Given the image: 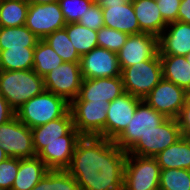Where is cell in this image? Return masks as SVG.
Masks as SVG:
<instances>
[{
  "mask_svg": "<svg viewBox=\"0 0 190 190\" xmlns=\"http://www.w3.org/2000/svg\"><path fill=\"white\" fill-rule=\"evenodd\" d=\"M39 40L25 25L0 27V50L35 47Z\"/></svg>",
  "mask_w": 190,
  "mask_h": 190,
  "instance_id": "obj_25",
  "label": "cell"
},
{
  "mask_svg": "<svg viewBox=\"0 0 190 190\" xmlns=\"http://www.w3.org/2000/svg\"><path fill=\"white\" fill-rule=\"evenodd\" d=\"M124 92L123 80L121 76L83 79L79 95L73 101L105 100L112 102Z\"/></svg>",
  "mask_w": 190,
  "mask_h": 190,
  "instance_id": "obj_18",
  "label": "cell"
},
{
  "mask_svg": "<svg viewBox=\"0 0 190 190\" xmlns=\"http://www.w3.org/2000/svg\"><path fill=\"white\" fill-rule=\"evenodd\" d=\"M159 190H190V170L162 169Z\"/></svg>",
  "mask_w": 190,
  "mask_h": 190,
  "instance_id": "obj_32",
  "label": "cell"
},
{
  "mask_svg": "<svg viewBox=\"0 0 190 190\" xmlns=\"http://www.w3.org/2000/svg\"><path fill=\"white\" fill-rule=\"evenodd\" d=\"M104 27L116 29L128 35L143 33L132 5V0H101Z\"/></svg>",
  "mask_w": 190,
  "mask_h": 190,
  "instance_id": "obj_15",
  "label": "cell"
},
{
  "mask_svg": "<svg viewBox=\"0 0 190 190\" xmlns=\"http://www.w3.org/2000/svg\"><path fill=\"white\" fill-rule=\"evenodd\" d=\"M48 171L38 156L19 159V169L11 190H32Z\"/></svg>",
  "mask_w": 190,
  "mask_h": 190,
  "instance_id": "obj_22",
  "label": "cell"
},
{
  "mask_svg": "<svg viewBox=\"0 0 190 190\" xmlns=\"http://www.w3.org/2000/svg\"><path fill=\"white\" fill-rule=\"evenodd\" d=\"M66 24L76 23L94 3L92 0H59Z\"/></svg>",
  "mask_w": 190,
  "mask_h": 190,
  "instance_id": "obj_34",
  "label": "cell"
},
{
  "mask_svg": "<svg viewBox=\"0 0 190 190\" xmlns=\"http://www.w3.org/2000/svg\"><path fill=\"white\" fill-rule=\"evenodd\" d=\"M78 23L95 31L104 27L103 11L100 4L93 3L80 18Z\"/></svg>",
  "mask_w": 190,
  "mask_h": 190,
  "instance_id": "obj_36",
  "label": "cell"
},
{
  "mask_svg": "<svg viewBox=\"0 0 190 190\" xmlns=\"http://www.w3.org/2000/svg\"><path fill=\"white\" fill-rule=\"evenodd\" d=\"M159 53L158 37L150 33L129 35L117 52L121 71L140 61L153 59Z\"/></svg>",
  "mask_w": 190,
  "mask_h": 190,
  "instance_id": "obj_17",
  "label": "cell"
},
{
  "mask_svg": "<svg viewBox=\"0 0 190 190\" xmlns=\"http://www.w3.org/2000/svg\"><path fill=\"white\" fill-rule=\"evenodd\" d=\"M132 5L143 33L158 37L165 30L168 24L164 21L156 0H132Z\"/></svg>",
  "mask_w": 190,
  "mask_h": 190,
  "instance_id": "obj_20",
  "label": "cell"
},
{
  "mask_svg": "<svg viewBox=\"0 0 190 190\" xmlns=\"http://www.w3.org/2000/svg\"><path fill=\"white\" fill-rule=\"evenodd\" d=\"M177 21L190 24V0H181Z\"/></svg>",
  "mask_w": 190,
  "mask_h": 190,
  "instance_id": "obj_40",
  "label": "cell"
},
{
  "mask_svg": "<svg viewBox=\"0 0 190 190\" xmlns=\"http://www.w3.org/2000/svg\"><path fill=\"white\" fill-rule=\"evenodd\" d=\"M16 115L6 99L0 95V125L11 120Z\"/></svg>",
  "mask_w": 190,
  "mask_h": 190,
  "instance_id": "obj_39",
  "label": "cell"
},
{
  "mask_svg": "<svg viewBox=\"0 0 190 190\" xmlns=\"http://www.w3.org/2000/svg\"><path fill=\"white\" fill-rule=\"evenodd\" d=\"M36 155L49 143L58 140H80L82 135L73 126L70 109L61 117L31 129Z\"/></svg>",
  "mask_w": 190,
  "mask_h": 190,
  "instance_id": "obj_13",
  "label": "cell"
},
{
  "mask_svg": "<svg viewBox=\"0 0 190 190\" xmlns=\"http://www.w3.org/2000/svg\"><path fill=\"white\" fill-rule=\"evenodd\" d=\"M64 61L54 49L43 39H40L34 48L33 70L44 77L52 69L60 66Z\"/></svg>",
  "mask_w": 190,
  "mask_h": 190,
  "instance_id": "obj_28",
  "label": "cell"
},
{
  "mask_svg": "<svg viewBox=\"0 0 190 190\" xmlns=\"http://www.w3.org/2000/svg\"><path fill=\"white\" fill-rule=\"evenodd\" d=\"M185 57H186V59H187L189 65H190V52H189Z\"/></svg>",
  "mask_w": 190,
  "mask_h": 190,
  "instance_id": "obj_43",
  "label": "cell"
},
{
  "mask_svg": "<svg viewBox=\"0 0 190 190\" xmlns=\"http://www.w3.org/2000/svg\"><path fill=\"white\" fill-rule=\"evenodd\" d=\"M29 4H48L58 2L59 0H27Z\"/></svg>",
  "mask_w": 190,
  "mask_h": 190,
  "instance_id": "obj_41",
  "label": "cell"
},
{
  "mask_svg": "<svg viewBox=\"0 0 190 190\" xmlns=\"http://www.w3.org/2000/svg\"><path fill=\"white\" fill-rule=\"evenodd\" d=\"M72 45L80 56L90 52L98 46L97 31L76 23H68L64 27Z\"/></svg>",
  "mask_w": 190,
  "mask_h": 190,
  "instance_id": "obj_29",
  "label": "cell"
},
{
  "mask_svg": "<svg viewBox=\"0 0 190 190\" xmlns=\"http://www.w3.org/2000/svg\"><path fill=\"white\" fill-rule=\"evenodd\" d=\"M64 62H80V55L72 45L65 28L58 29L44 39Z\"/></svg>",
  "mask_w": 190,
  "mask_h": 190,
  "instance_id": "obj_31",
  "label": "cell"
},
{
  "mask_svg": "<svg viewBox=\"0 0 190 190\" xmlns=\"http://www.w3.org/2000/svg\"><path fill=\"white\" fill-rule=\"evenodd\" d=\"M34 48H10L0 50V70L15 71L33 69Z\"/></svg>",
  "mask_w": 190,
  "mask_h": 190,
  "instance_id": "obj_26",
  "label": "cell"
},
{
  "mask_svg": "<svg viewBox=\"0 0 190 190\" xmlns=\"http://www.w3.org/2000/svg\"><path fill=\"white\" fill-rule=\"evenodd\" d=\"M108 101H72L70 111L74 128L82 135L106 138Z\"/></svg>",
  "mask_w": 190,
  "mask_h": 190,
  "instance_id": "obj_5",
  "label": "cell"
},
{
  "mask_svg": "<svg viewBox=\"0 0 190 190\" xmlns=\"http://www.w3.org/2000/svg\"><path fill=\"white\" fill-rule=\"evenodd\" d=\"M126 157L112 140L82 136L66 171L81 190H123Z\"/></svg>",
  "mask_w": 190,
  "mask_h": 190,
  "instance_id": "obj_1",
  "label": "cell"
},
{
  "mask_svg": "<svg viewBox=\"0 0 190 190\" xmlns=\"http://www.w3.org/2000/svg\"><path fill=\"white\" fill-rule=\"evenodd\" d=\"M8 158V155L0 145V163Z\"/></svg>",
  "mask_w": 190,
  "mask_h": 190,
  "instance_id": "obj_42",
  "label": "cell"
},
{
  "mask_svg": "<svg viewBox=\"0 0 190 190\" xmlns=\"http://www.w3.org/2000/svg\"><path fill=\"white\" fill-rule=\"evenodd\" d=\"M181 0H157V6L164 19L169 24L177 21Z\"/></svg>",
  "mask_w": 190,
  "mask_h": 190,
  "instance_id": "obj_37",
  "label": "cell"
},
{
  "mask_svg": "<svg viewBox=\"0 0 190 190\" xmlns=\"http://www.w3.org/2000/svg\"><path fill=\"white\" fill-rule=\"evenodd\" d=\"M159 55L186 56L190 52V24L169 23L158 36Z\"/></svg>",
  "mask_w": 190,
  "mask_h": 190,
  "instance_id": "obj_19",
  "label": "cell"
},
{
  "mask_svg": "<svg viewBox=\"0 0 190 190\" xmlns=\"http://www.w3.org/2000/svg\"><path fill=\"white\" fill-rule=\"evenodd\" d=\"M155 159L160 169L190 170V139L181 137L174 144L161 151Z\"/></svg>",
  "mask_w": 190,
  "mask_h": 190,
  "instance_id": "obj_24",
  "label": "cell"
},
{
  "mask_svg": "<svg viewBox=\"0 0 190 190\" xmlns=\"http://www.w3.org/2000/svg\"><path fill=\"white\" fill-rule=\"evenodd\" d=\"M181 137V129L177 119L167 118L156 129L142 136L127 152V155L156 157Z\"/></svg>",
  "mask_w": 190,
  "mask_h": 190,
  "instance_id": "obj_8",
  "label": "cell"
},
{
  "mask_svg": "<svg viewBox=\"0 0 190 190\" xmlns=\"http://www.w3.org/2000/svg\"><path fill=\"white\" fill-rule=\"evenodd\" d=\"M28 6L27 0H0V27L25 25Z\"/></svg>",
  "mask_w": 190,
  "mask_h": 190,
  "instance_id": "obj_27",
  "label": "cell"
},
{
  "mask_svg": "<svg viewBox=\"0 0 190 190\" xmlns=\"http://www.w3.org/2000/svg\"><path fill=\"white\" fill-rule=\"evenodd\" d=\"M177 121L180 126L182 136L190 139V96L182 107L180 114L177 117Z\"/></svg>",
  "mask_w": 190,
  "mask_h": 190,
  "instance_id": "obj_38",
  "label": "cell"
},
{
  "mask_svg": "<svg viewBox=\"0 0 190 190\" xmlns=\"http://www.w3.org/2000/svg\"><path fill=\"white\" fill-rule=\"evenodd\" d=\"M121 77L124 91L143 99L163 79L159 53L153 59L124 68Z\"/></svg>",
  "mask_w": 190,
  "mask_h": 190,
  "instance_id": "obj_4",
  "label": "cell"
},
{
  "mask_svg": "<svg viewBox=\"0 0 190 190\" xmlns=\"http://www.w3.org/2000/svg\"><path fill=\"white\" fill-rule=\"evenodd\" d=\"M141 100L124 92L110 102L106 118V139L115 141L125 131Z\"/></svg>",
  "mask_w": 190,
  "mask_h": 190,
  "instance_id": "obj_16",
  "label": "cell"
},
{
  "mask_svg": "<svg viewBox=\"0 0 190 190\" xmlns=\"http://www.w3.org/2000/svg\"><path fill=\"white\" fill-rule=\"evenodd\" d=\"M83 79L109 78L121 76L118 55L102 47H95L80 57Z\"/></svg>",
  "mask_w": 190,
  "mask_h": 190,
  "instance_id": "obj_14",
  "label": "cell"
},
{
  "mask_svg": "<svg viewBox=\"0 0 190 190\" xmlns=\"http://www.w3.org/2000/svg\"><path fill=\"white\" fill-rule=\"evenodd\" d=\"M189 96L184 89L162 79L142 100L166 118L177 119Z\"/></svg>",
  "mask_w": 190,
  "mask_h": 190,
  "instance_id": "obj_11",
  "label": "cell"
},
{
  "mask_svg": "<svg viewBox=\"0 0 190 190\" xmlns=\"http://www.w3.org/2000/svg\"><path fill=\"white\" fill-rule=\"evenodd\" d=\"M163 79L174 83L190 94V65L185 56L159 55Z\"/></svg>",
  "mask_w": 190,
  "mask_h": 190,
  "instance_id": "obj_23",
  "label": "cell"
},
{
  "mask_svg": "<svg viewBox=\"0 0 190 190\" xmlns=\"http://www.w3.org/2000/svg\"><path fill=\"white\" fill-rule=\"evenodd\" d=\"M79 140H58L49 143L37 156L49 170H66Z\"/></svg>",
  "mask_w": 190,
  "mask_h": 190,
  "instance_id": "obj_21",
  "label": "cell"
},
{
  "mask_svg": "<svg viewBox=\"0 0 190 190\" xmlns=\"http://www.w3.org/2000/svg\"><path fill=\"white\" fill-rule=\"evenodd\" d=\"M166 119L163 114L141 100L129 125L114 142L121 150L128 152L142 136L156 129Z\"/></svg>",
  "mask_w": 190,
  "mask_h": 190,
  "instance_id": "obj_7",
  "label": "cell"
},
{
  "mask_svg": "<svg viewBox=\"0 0 190 190\" xmlns=\"http://www.w3.org/2000/svg\"><path fill=\"white\" fill-rule=\"evenodd\" d=\"M43 79L46 91L63 97L71 103L78 97L83 80L80 63L63 62L46 74Z\"/></svg>",
  "mask_w": 190,
  "mask_h": 190,
  "instance_id": "obj_9",
  "label": "cell"
},
{
  "mask_svg": "<svg viewBox=\"0 0 190 190\" xmlns=\"http://www.w3.org/2000/svg\"><path fill=\"white\" fill-rule=\"evenodd\" d=\"M44 91V79L33 69L0 70V95L15 112L28 100Z\"/></svg>",
  "mask_w": 190,
  "mask_h": 190,
  "instance_id": "obj_2",
  "label": "cell"
},
{
  "mask_svg": "<svg viewBox=\"0 0 190 190\" xmlns=\"http://www.w3.org/2000/svg\"><path fill=\"white\" fill-rule=\"evenodd\" d=\"M128 34L116 29L102 27L97 31L98 47L117 53L125 44Z\"/></svg>",
  "mask_w": 190,
  "mask_h": 190,
  "instance_id": "obj_33",
  "label": "cell"
},
{
  "mask_svg": "<svg viewBox=\"0 0 190 190\" xmlns=\"http://www.w3.org/2000/svg\"><path fill=\"white\" fill-rule=\"evenodd\" d=\"M94 3H99L101 0H92Z\"/></svg>",
  "mask_w": 190,
  "mask_h": 190,
  "instance_id": "obj_44",
  "label": "cell"
},
{
  "mask_svg": "<svg viewBox=\"0 0 190 190\" xmlns=\"http://www.w3.org/2000/svg\"><path fill=\"white\" fill-rule=\"evenodd\" d=\"M69 109L70 103L63 97L45 90L24 103L15 113L23 124L32 129L61 118Z\"/></svg>",
  "mask_w": 190,
  "mask_h": 190,
  "instance_id": "obj_3",
  "label": "cell"
},
{
  "mask_svg": "<svg viewBox=\"0 0 190 190\" xmlns=\"http://www.w3.org/2000/svg\"><path fill=\"white\" fill-rule=\"evenodd\" d=\"M0 145L8 157L25 159L37 156L31 128L23 124L16 115L0 125Z\"/></svg>",
  "mask_w": 190,
  "mask_h": 190,
  "instance_id": "obj_10",
  "label": "cell"
},
{
  "mask_svg": "<svg viewBox=\"0 0 190 190\" xmlns=\"http://www.w3.org/2000/svg\"><path fill=\"white\" fill-rule=\"evenodd\" d=\"M32 190H81L66 170H49Z\"/></svg>",
  "mask_w": 190,
  "mask_h": 190,
  "instance_id": "obj_30",
  "label": "cell"
},
{
  "mask_svg": "<svg viewBox=\"0 0 190 190\" xmlns=\"http://www.w3.org/2000/svg\"><path fill=\"white\" fill-rule=\"evenodd\" d=\"M65 25L66 21L58 2L29 4L25 26L39 39H44Z\"/></svg>",
  "mask_w": 190,
  "mask_h": 190,
  "instance_id": "obj_12",
  "label": "cell"
},
{
  "mask_svg": "<svg viewBox=\"0 0 190 190\" xmlns=\"http://www.w3.org/2000/svg\"><path fill=\"white\" fill-rule=\"evenodd\" d=\"M160 171L155 157L127 155L123 190H159Z\"/></svg>",
  "mask_w": 190,
  "mask_h": 190,
  "instance_id": "obj_6",
  "label": "cell"
},
{
  "mask_svg": "<svg viewBox=\"0 0 190 190\" xmlns=\"http://www.w3.org/2000/svg\"><path fill=\"white\" fill-rule=\"evenodd\" d=\"M19 169V158L8 157L0 163V189L11 190Z\"/></svg>",
  "mask_w": 190,
  "mask_h": 190,
  "instance_id": "obj_35",
  "label": "cell"
}]
</instances>
